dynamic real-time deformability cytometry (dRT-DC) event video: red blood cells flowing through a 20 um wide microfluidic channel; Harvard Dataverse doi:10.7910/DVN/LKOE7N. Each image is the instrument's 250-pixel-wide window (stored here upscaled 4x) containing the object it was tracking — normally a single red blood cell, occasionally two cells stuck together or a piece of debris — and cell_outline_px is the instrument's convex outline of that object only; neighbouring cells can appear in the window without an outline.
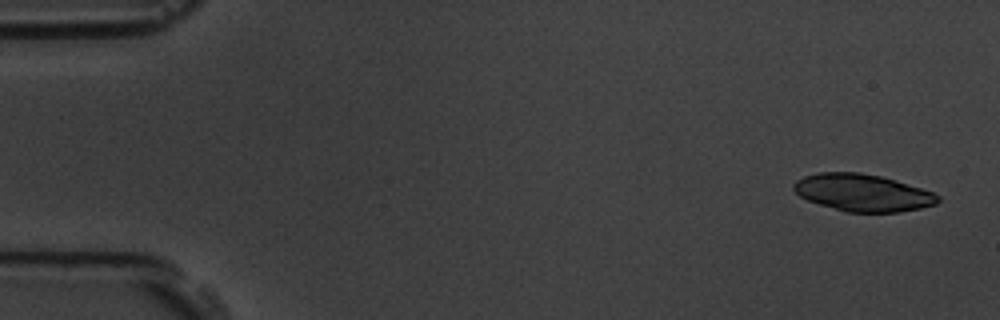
{"species": "common noctule bat (a hibernating species)", "species_latin": "Nyctalus noctula", "temperature_condition": "room temperature", "stored_images_in_passage": 6, "camera_frame_rate_fps": 3000, "um_per_image_px": 0.085, "animal": {"sex": "male", "body_mass_g": 19.5, "forearm_length_mm": 54.6}, "frame": {"image": 1, "passage_image": 1, "time_ms": 0.0, "image_size_px": [1000, 320], "cell_outline_px": [[940, 200], [936, 204], [920, 208], [900, 212], [848, 212], [820, 204], [808, 200], [800, 196], [792, 188], [792, 184], [796, 180], [804, 176], [816, 172], [860, 172], [880, 176], [920, 188], [932, 192], [940, 196]], "centroid_in_image_um": [73.3, 16.37], "position_along_channel_um": 11.7, "area_um2": 31.04}}